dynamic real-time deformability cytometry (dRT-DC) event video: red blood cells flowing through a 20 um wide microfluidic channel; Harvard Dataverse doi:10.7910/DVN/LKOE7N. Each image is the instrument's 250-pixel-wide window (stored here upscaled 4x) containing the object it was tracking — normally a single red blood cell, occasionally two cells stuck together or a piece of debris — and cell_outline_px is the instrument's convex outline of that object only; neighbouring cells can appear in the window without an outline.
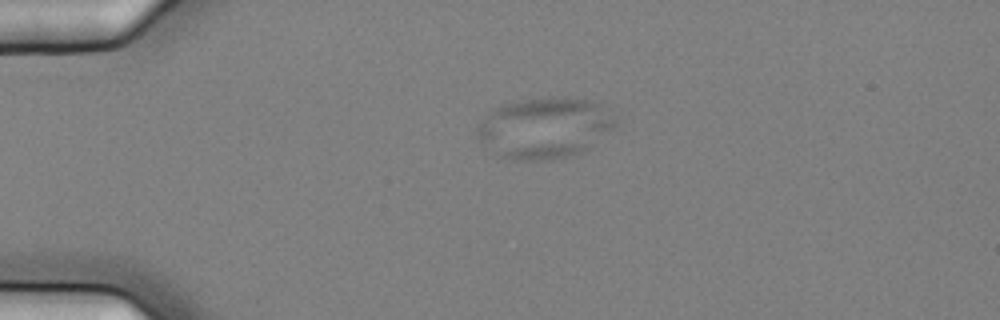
{"species": "common noctule bat (a hibernating species)", "species_latin": "Nyctalus noctula", "temperature_condition": "cold", "stored_images_in_passage": 2, "camera_frame_rate_fps": 3000, "um_per_image_px": 0.085, "animal": {"sex": "female", "body_mass_g": 25.1}, "frame": {"image": 1, "passage_image": 1, "time_ms": 0.0, "image_size_px": [1000, 320], "cell_outline_px": [[616, 124], [612, 128], [580, 152], [552, 160], [512, 160], [500, 156], [480, 140], [476, 136], [476, 128], [492, 108], [504, 104], [520, 100], [552, 96], [564, 96], [592, 100], [608, 108], [616, 116]], "centroid_in_image_um": [46.28, 10.83], "position_along_channel_um": 38.7, "area_um2": 48.96}}